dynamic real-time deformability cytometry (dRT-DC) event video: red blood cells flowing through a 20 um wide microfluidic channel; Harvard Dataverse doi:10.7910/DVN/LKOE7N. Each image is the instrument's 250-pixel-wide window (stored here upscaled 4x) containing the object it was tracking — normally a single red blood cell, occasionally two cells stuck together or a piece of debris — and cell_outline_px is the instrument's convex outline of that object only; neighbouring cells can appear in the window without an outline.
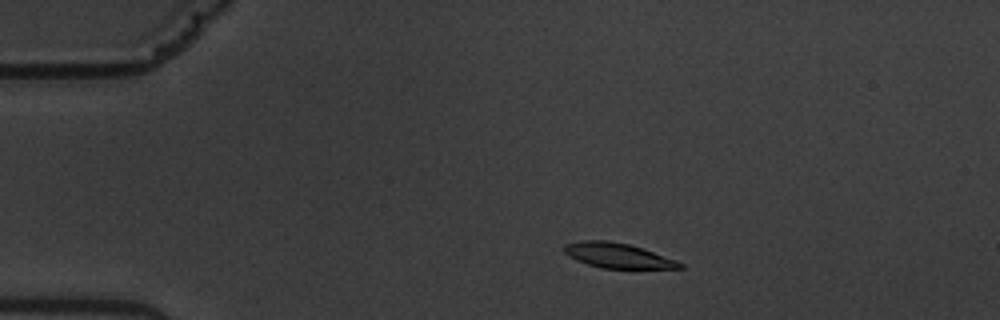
{"species": "common noctule bat (a hibernating species)", "species_latin": "Nyctalus noctula", "temperature_condition": "warm", "stored_images_in_passage": 4, "camera_frame_rate_fps": 3000, "um_per_image_px": 0.085, "animal": {"sex": "male", "body_mass_g": 19.5, "forearm_length_mm": 54.6}, "frame": {"image": 1, "passage_image": 2, "time_ms": 1.667, "image_size_px": [1000, 320], "cell_outline_px": [[684, 268], [600, 268], [576, 260], [564, 252], [564, 244], [580, 240], [608, 240], [628, 244], [676, 260], [684, 264]], "centroid_in_image_um": [52.47, 21.71], "position_along_channel_um": 32.5, "area_um2": 16.59}}
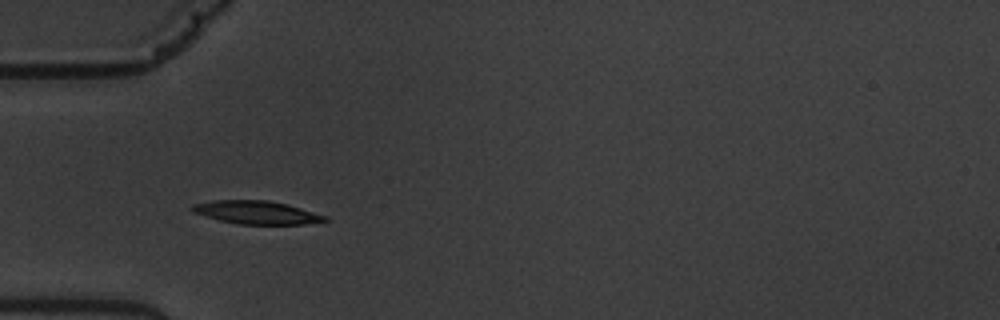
{"frame": {"image": 2, "passage_image": 4, "time_ms": 4.0, "image_size_px": [1000, 320], "cell_outline_px": [[328, 220], [304, 224], [240, 224], [220, 220], [192, 212], [188, 208], [192, 204], [212, 200], [268, 200], [288, 204], [328, 216]], "centroid_in_image_um": [21.78, 18.04], "position_along_channel_um": 63.2, "area_um2": 17.98}}